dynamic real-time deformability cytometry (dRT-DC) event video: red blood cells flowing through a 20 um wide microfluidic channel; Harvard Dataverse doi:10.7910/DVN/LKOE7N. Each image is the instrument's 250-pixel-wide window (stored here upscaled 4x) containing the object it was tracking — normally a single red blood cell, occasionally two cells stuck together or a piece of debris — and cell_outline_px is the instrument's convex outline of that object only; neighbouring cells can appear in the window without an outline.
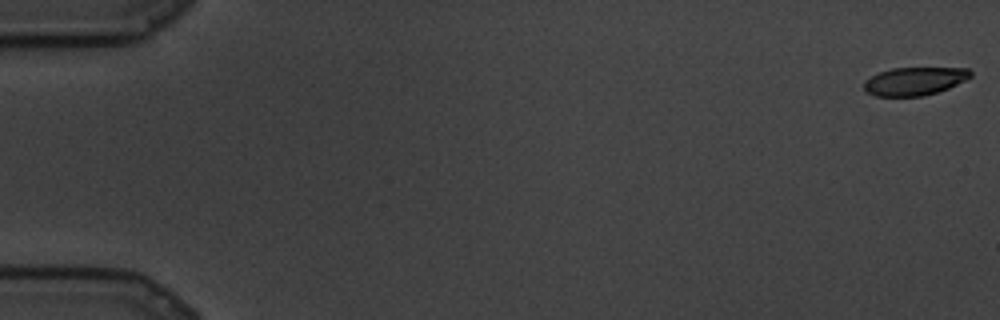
{"species": "common noctule bat (a hibernating species)", "species_latin": "Nyctalus noctula", "temperature_condition": "cold", "stored_images_in_passage": 70, "camera_frame_rate_fps": 3000, "um_per_image_px": 0.085, "animal": {"sex": "male", "body_mass_g": 19.5, "forearm_length_mm": 54.6}, "frame": {"image": 1, "passage_image": 1, "time_ms": 0.0, "image_size_px": [1000, 320], "cell_outline_px": [[972, 76], [948, 88], [924, 96], [876, 96], [864, 92], [864, 80], [880, 72], [892, 68], [968, 68], [972, 72]], "centroid_in_image_um": [77.71, 6.9], "position_along_channel_um": 7.3, "area_um2": 17.4}}
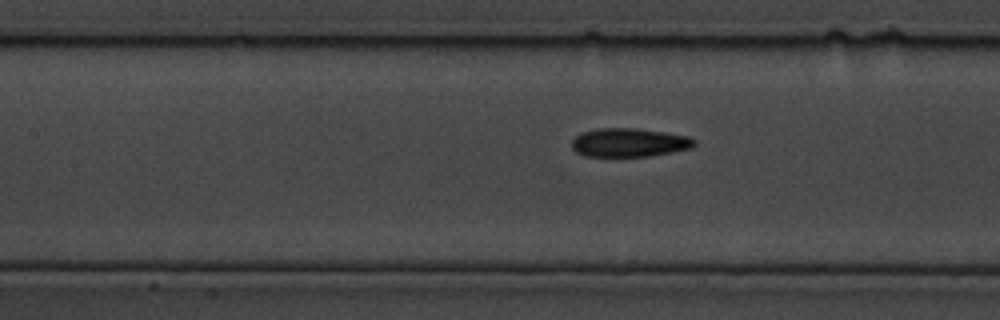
{"frame": {"image": 2, "passage_image": 39, "time_ms": 12.667, "image_size_px": [1000, 320], "cell_outline_px": [[696, 144], [692, 148], [672, 152], [648, 156], [584, 156], [576, 152], [572, 148], [572, 140], [580, 132], [596, 128], [632, 128], [664, 132], [688, 136], [696, 140]], "centroid_in_image_um": [53.46, 12.11], "position_along_channel_um": 153.9, "area_um2": 20.52}}
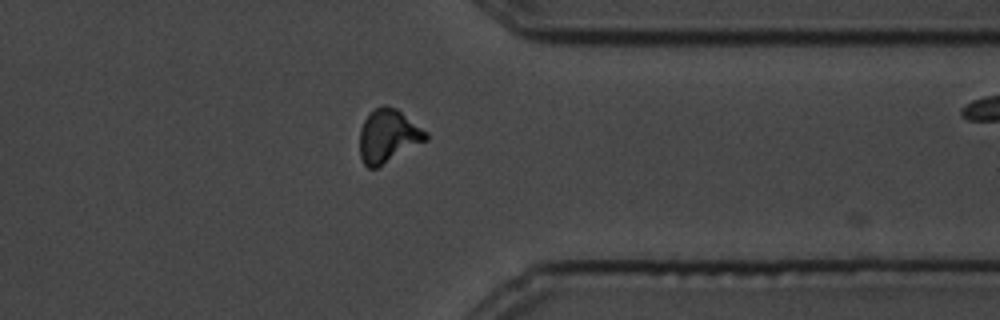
{"frame": {"image": 3, "passage_image": 68, "time_ms": 22.333, "image_size_px": [1000, 320], "cell_outline_px": [[428, 140], [376, 168], [368, 168], [364, 164], [360, 156], [360, 128], [364, 120], [376, 108], [384, 104], [396, 108], [428, 132]], "centroid_in_image_um": [33.0, 11.56], "position_along_channel_um": 378.4, "area_um2": 20.46}}